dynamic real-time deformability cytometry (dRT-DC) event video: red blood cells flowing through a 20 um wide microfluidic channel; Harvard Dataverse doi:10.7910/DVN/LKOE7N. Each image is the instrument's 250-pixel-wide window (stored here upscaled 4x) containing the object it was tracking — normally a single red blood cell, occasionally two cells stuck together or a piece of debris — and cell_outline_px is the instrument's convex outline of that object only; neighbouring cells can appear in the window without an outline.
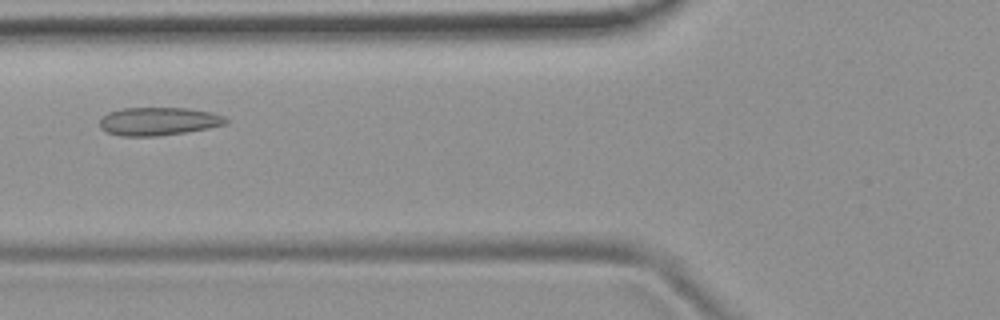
{"species": "common noctule bat (a hibernating species)", "species_latin": "Nyctalus noctula", "temperature_condition": "room temperature", "stored_images_in_passage": 3, "camera_frame_rate_fps": 3000, "um_per_image_px": 0.085, "animal": {"sex": "female", "body_mass_g": 19.9}, "frame": {"image": 1, "passage_image": 3, "time_ms": 0.667, "image_size_px": [1000, 320], "cell_outline_px": [[228, 124], [208, 128], [184, 132], [156, 136], [120, 136], [108, 132], [100, 128], [100, 120], [108, 112], [120, 108], [188, 108], [212, 112], [224, 116], [228, 120]], "centroid_in_image_um": [13.48, 10.3], "position_along_channel_um": 112.3, "area_um2": 20.69}}